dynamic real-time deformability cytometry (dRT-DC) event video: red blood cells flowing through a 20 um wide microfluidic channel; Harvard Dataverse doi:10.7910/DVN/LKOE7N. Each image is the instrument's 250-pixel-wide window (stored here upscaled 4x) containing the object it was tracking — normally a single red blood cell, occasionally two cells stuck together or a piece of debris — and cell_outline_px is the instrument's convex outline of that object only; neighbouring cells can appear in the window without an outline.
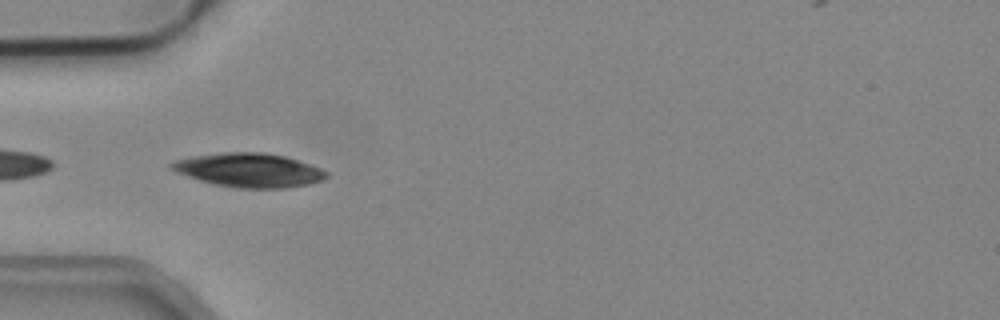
{"species": "common noctule bat (a hibernating species)", "species_latin": "Nyctalus noctula", "temperature_condition": "cold", "stored_images_in_passage": 27, "camera_frame_rate_fps": 3000, "um_per_image_px": 0.085, "animal": {"sex": "male", "body_mass_g": 19.2, "forearm_length_mm": 51.8}, "frame": {"image": 1, "passage_image": 12, "time_ms": 3.667, "image_size_px": [1000, 320], "cell_outline_px": [[328, 176], [320, 180], [308, 184], [284, 188], [236, 188], [216, 184], [200, 180], [176, 172], [168, 168], [168, 164], [176, 160], [192, 156], [224, 152], [264, 152], [284, 156], [320, 168], [328, 172]], "centroid_in_image_um": [21.13, 14.46], "position_along_channel_um": 63.9, "area_um2": 30.4}}